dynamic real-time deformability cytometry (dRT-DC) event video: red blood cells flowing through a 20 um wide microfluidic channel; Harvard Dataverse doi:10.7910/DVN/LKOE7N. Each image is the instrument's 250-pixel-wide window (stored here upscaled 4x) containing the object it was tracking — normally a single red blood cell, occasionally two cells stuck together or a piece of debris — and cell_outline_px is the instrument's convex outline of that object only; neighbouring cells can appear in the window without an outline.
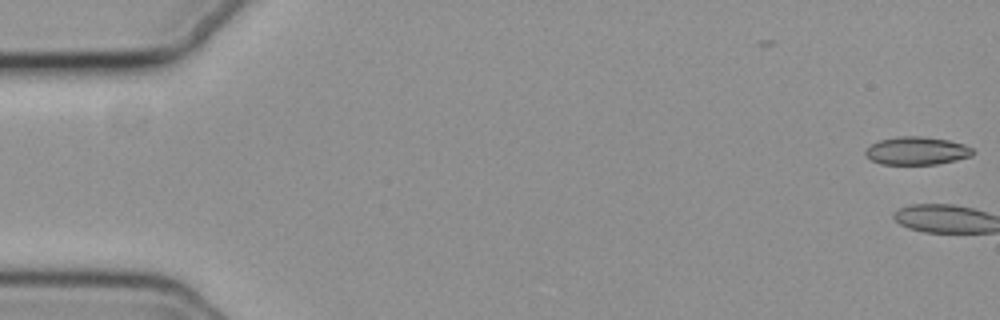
{"species": "common noctule bat (a hibernating species)", "species_latin": "Nyctalus noctula", "temperature_condition": "cold", "stored_images_in_passage": 2, "camera_frame_rate_fps": 3000, "um_per_image_px": 0.085, "animal": {"sex": "female", "body_mass_g": 19.3, "forearm_length_mm": 54.1}, "frame": {"image": 1, "passage_image": 2, "time_ms": 0.333, "image_size_px": [1000, 320], "cell_outline_px": [[976, 152], [972, 156], [956, 160], [936, 164], [880, 164], [872, 160], [864, 152], [872, 144], [880, 140], [896, 136], [924, 136], [948, 140], [964, 144], [972, 148]], "centroid_in_image_um": [77.97, 12.81], "position_along_channel_um": 7.0, "area_um2": 17.51}}